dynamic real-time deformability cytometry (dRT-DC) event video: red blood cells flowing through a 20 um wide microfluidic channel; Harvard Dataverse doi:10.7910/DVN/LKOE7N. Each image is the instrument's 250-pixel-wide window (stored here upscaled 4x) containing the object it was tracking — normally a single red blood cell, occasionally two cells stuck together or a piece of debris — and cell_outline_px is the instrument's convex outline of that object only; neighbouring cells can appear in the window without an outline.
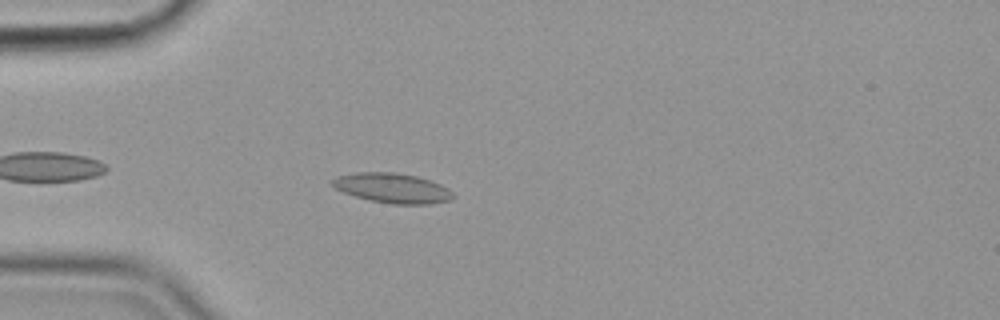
{"species": "common noctule bat (a hibernating species)", "species_latin": "Nyctalus noctula", "temperature_condition": "cold", "stored_images_in_passage": 42, "camera_frame_rate_fps": 3000, "um_per_image_px": 0.085, "animal": {"sex": "female", "body_mass_g": 19.9}, "frame": {"image": 1, "passage_image": 2, "time_ms": 0.333, "image_size_px": [1000, 320], "cell_outline_px": [[456, 196], [452, 200], [428, 204], [392, 204], [368, 200], [344, 192], [336, 188], [332, 184], [332, 180], [336, 176], [356, 172], [396, 172], [416, 176], [440, 184], [448, 188]], "centroid_in_image_um": [33.38, 15.99], "position_along_channel_um": 51.6, "area_um2": 20.98}}
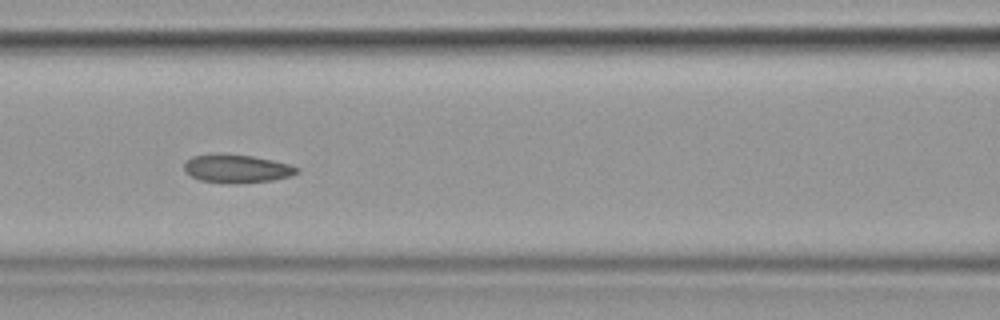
{"frame": {"image": 2, "passage_image": 11, "time_ms": 3.333, "image_size_px": [1000, 320], "cell_outline_px": [[300, 172], [288, 176], [272, 180], [236, 184], [228, 184], [200, 180], [192, 176], [184, 168], [184, 164], [192, 156], [220, 152], [252, 156], [272, 160], [288, 164], [300, 168]], "centroid_in_image_um": [20.12, 14.32], "position_along_channel_um": 146.5, "area_um2": 18.73}}
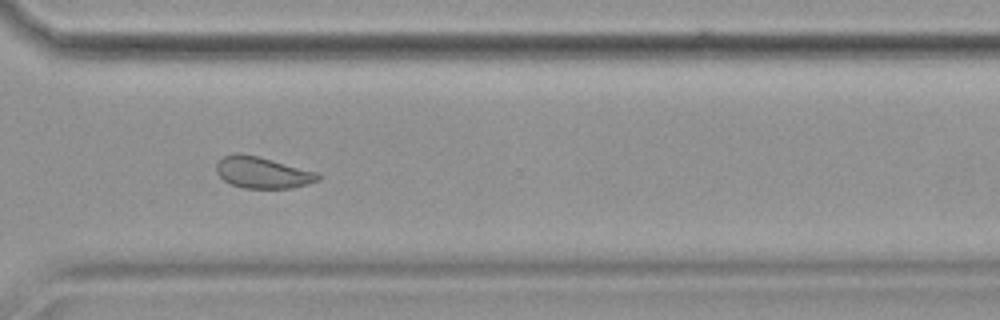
{"frame": {"image": 3, "passage_image": 28, "time_ms": 9.0, "image_size_px": [1000, 320], "cell_outline_px": [[324, 176], [320, 180], [308, 184], [292, 188], [244, 188], [232, 184], [224, 180], [216, 172], [216, 164], [224, 156], [236, 152], [240, 152], [256, 156], [316, 172]], "centroid_in_image_um": [22.32, 14.67], "position_along_channel_um": 348.3, "area_um2": 18.5}, "authors_computed_cell_mechanics": {"area_um2": 18.7561, "velocity_mm_per_s": 3.5643, "shape_relaxation_time_tau1_ms": null, "shape_relaxation_time_tau2_ms": 2.2632, "deformation_change_tau1": null, "deformation_change_tau2": 0.0829}}